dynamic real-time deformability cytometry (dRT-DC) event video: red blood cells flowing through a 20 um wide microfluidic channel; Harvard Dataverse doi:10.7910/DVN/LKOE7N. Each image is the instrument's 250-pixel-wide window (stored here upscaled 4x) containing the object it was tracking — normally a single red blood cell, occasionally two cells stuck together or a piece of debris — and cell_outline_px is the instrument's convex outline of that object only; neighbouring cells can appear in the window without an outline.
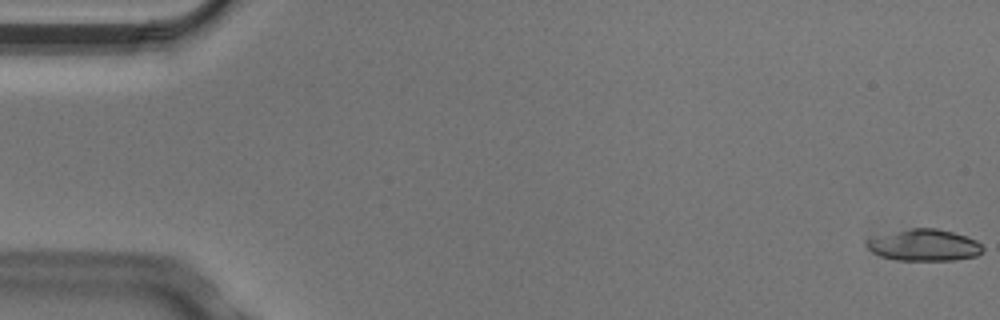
{"species": "Egyptian fruit bat (a non-hibernating species)", "species_latin": "Rousettus aegyptiacus", "temperature_condition": "cold", "stored_images_in_passage": 6, "camera_frame_rate_fps": 3000, "um_per_image_px": 0.085, "animal": {"sex": "male"}, "frame": {"image": 1, "passage_image": 1, "time_ms": 0.0, "image_size_px": [1000, 320], "cell_outline_px": [[984, 252], [976, 256], [956, 260], [896, 260], [880, 256], [872, 252], [868, 248], [864, 240], [912, 228], [936, 228], [952, 232], [976, 240], [984, 248]], "centroid_in_image_um": [78.59, 20.85], "position_along_channel_um": 6.4, "area_um2": 21.15}}
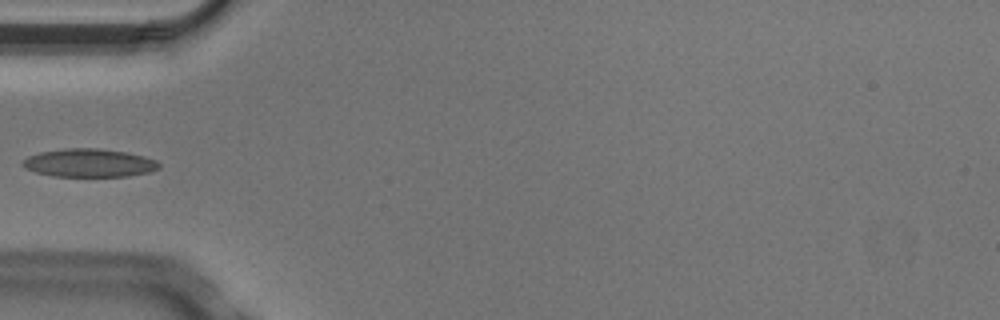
{"frame": {"image": 2, "passage_image": 6, "time_ms": 1.667, "image_size_px": [1000, 320], "cell_outline_px": [[160, 168], [152, 172], [128, 176], [52, 176], [36, 172], [24, 168], [20, 164], [28, 156], [40, 152], [64, 148], [100, 148], [128, 152], [144, 156], [156, 160], [160, 164]], "centroid_in_image_um": [7.6, 13.84], "position_along_channel_um": 77.4, "area_um2": 22.66}}